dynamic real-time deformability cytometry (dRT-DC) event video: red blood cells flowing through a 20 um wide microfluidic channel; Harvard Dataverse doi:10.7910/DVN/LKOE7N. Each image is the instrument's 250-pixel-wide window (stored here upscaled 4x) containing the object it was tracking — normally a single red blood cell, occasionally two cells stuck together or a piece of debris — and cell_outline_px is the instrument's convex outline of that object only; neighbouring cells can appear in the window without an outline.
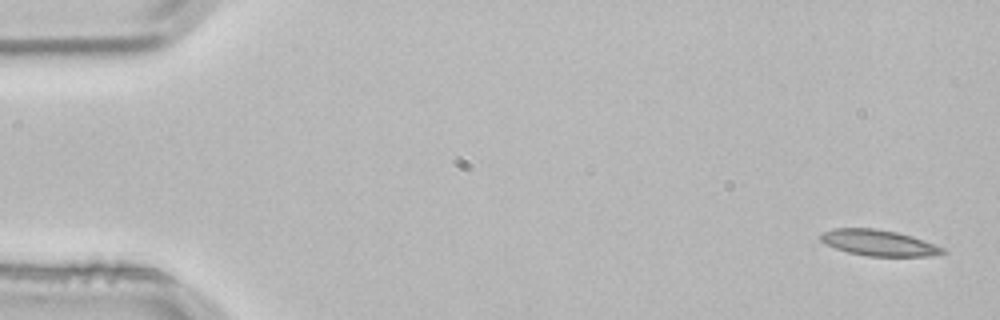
{"species": "common noctule bat (a hibernating species)", "species_latin": "Nyctalus noctula", "temperature_condition": "room temperature", "stored_images_in_passage": 3, "camera_frame_rate_fps": 3000, "um_per_image_px": 0.085, "animal": {"sex": "male", "body_mass_g": 21.5, "forearm_length_mm": 52.0}, "frame": {"image": 1, "passage_image": 1, "time_ms": 0.0, "image_size_px": [1000, 320], "cell_outline_px": [[948, 252], [932, 256], [868, 256], [848, 252], [824, 244], [820, 240], [820, 232], [832, 228], [876, 228], [896, 232], [912, 236], [924, 240], [944, 248]], "centroid_in_image_um": [74.67, 20.63], "position_along_channel_um": 10.3, "area_um2": 18.61}}
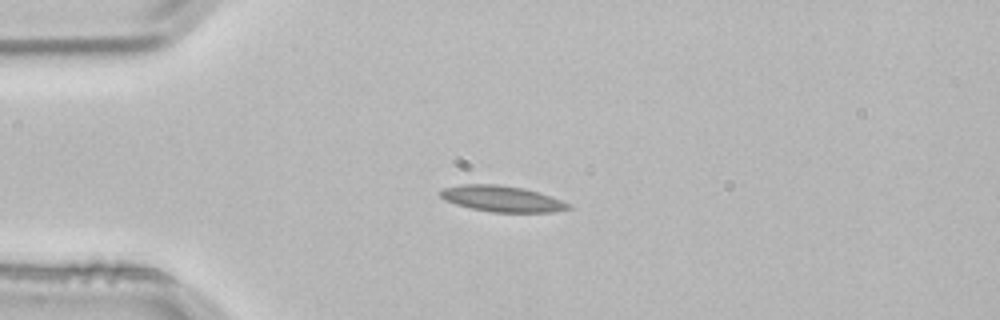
{"frame": {"image": 2, "passage_image": 3, "time_ms": 0.667, "image_size_px": [1000, 320], "cell_outline_px": [[572, 208], [552, 212], [492, 212], [472, 208], [456, 204], [444, 200], [436, 192], [440, 188], [460, 184], [496, 184], [524, 188], [572, 204]], "centroid_in_image_um": [42.59, 16.88], "position_along_channel_um": 42.4, "area_um2": 19.42}}